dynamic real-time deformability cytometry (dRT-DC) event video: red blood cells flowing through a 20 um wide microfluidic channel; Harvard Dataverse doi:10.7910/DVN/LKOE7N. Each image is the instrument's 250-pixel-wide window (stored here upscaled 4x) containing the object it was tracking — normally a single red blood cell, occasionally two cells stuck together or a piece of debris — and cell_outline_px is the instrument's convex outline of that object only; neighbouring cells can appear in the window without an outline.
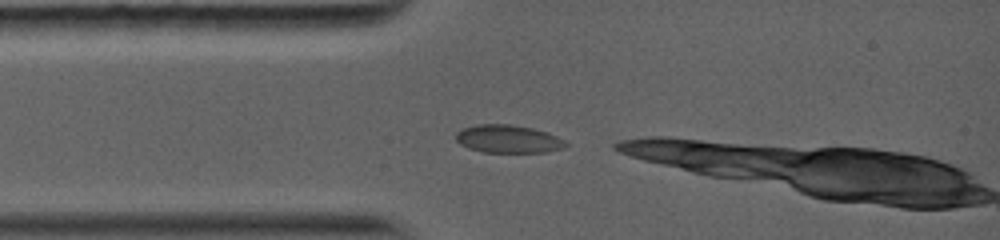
{"species": "common noctule bat (a hibernating species)", "species_latin": "Nyctalus noctula", "temperature_condition": "warm", "stored_images_in_passage": 11, "camera_frame_rate_fps": 5000, "um_per_image_px": 0.085, "animal": {"sex": "female", "body_mass_g": 19.0, "forearm_length_mm": 56.7}, "frame": {"image": 1, "passage_image": 1, "time_ms": 0.0, "image_size_px": [1000, 240], "cell_outline_px": [[568, 144], [564, 148], [548, 152], [484, 152], [468, 148], [460, 144], [456, 140], [456, 132], [464, 128], [476, 124], [512, 124], [532, 128], [548, 132], [564, 140]], "centroid_in_image_um": [43.2, 11.81], "position_along_channel_um": 41.8, "area_um2": 17.98}}
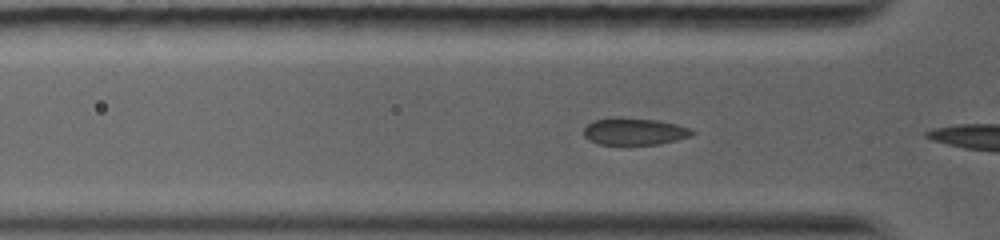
{"frame": {"image": 2, "passage_image": 5, "time_ms": 0.8, "image_size_px": [1000, 240], "cell_outline_px": [[696, 132], [692, 136], [660, 144], [600, 144], [588, 140], [584, 136], [584, 128], [592, 120], [608, 116], [620, 116], [660, 120], [692, 128]], "centroid_in_image_um": [53.92, 11.14], "position_along_channel_um": 71.9, "area_um2": 17.57}}
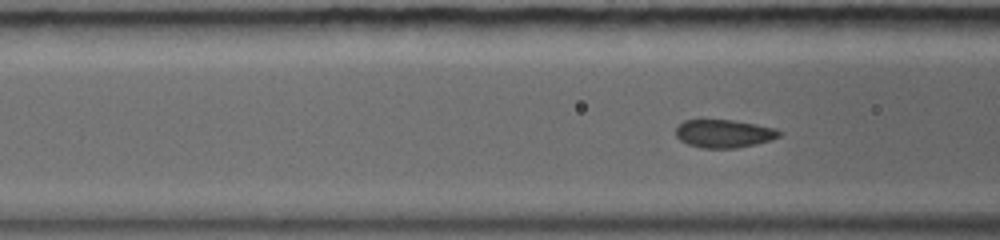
{"frame": {"image": 3, "passage_image": 8, "time_ms": 1.6, "image_size_px": [1000, 240], "cell_outline_px": [[784, 132], [780, 136], [756, 144], [736, 148], [704, 148], [688, 144], [680, 140], [676, 136], [676, 128], [684, 120], [732, 120], [756, 124], [776, 128]], "centroid_in_image_um": [61.56, 11.35], "position_along_channel_um": 105.0, "area_um2": 16.88}}